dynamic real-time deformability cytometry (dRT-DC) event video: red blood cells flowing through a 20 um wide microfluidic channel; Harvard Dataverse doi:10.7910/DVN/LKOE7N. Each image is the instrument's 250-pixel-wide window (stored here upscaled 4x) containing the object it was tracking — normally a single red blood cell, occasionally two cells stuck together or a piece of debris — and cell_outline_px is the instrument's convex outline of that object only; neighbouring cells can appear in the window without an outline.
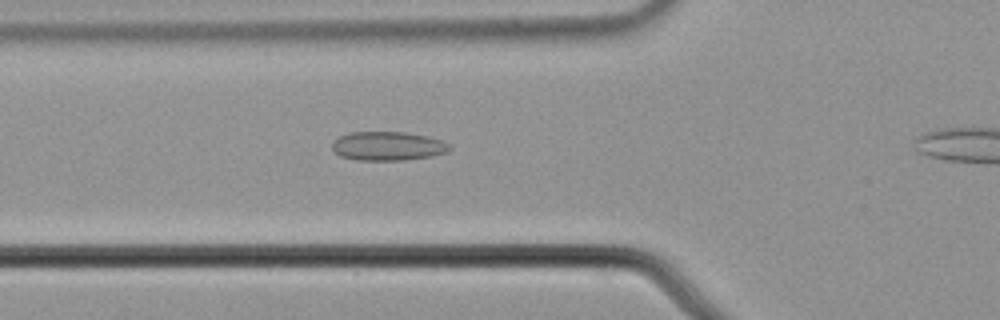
{"species": "common noctule bat (a hibernating species)", "species_latin": "Nyctalus noctula", "temperature_condition": "cold", "stored_images_in_passage": 39, "camera_frame_rate_fps": 3000, "um_per_image_px": 0.085, "animal": {"sex": "male", "body_mass_g": 21.5, "forearm_length_mm": 52.0}, "frame": {"image": 1, "passage_image": 13, "time_ms": 4.0, "image_size_px": [1000, 320], "cell_outline_px": [[452, 148], [448, 152], [432, 156], [404, 160], [356, 160], [340, 156], [332, 148], [332, 144], [340, 136], [348, 132], [404, 132], [428, 136], [452, 144]], "centroid_in_image_um": [33.01, 12.41], "position_along_channel_um": 92.8, "area_um2": 19.88}}
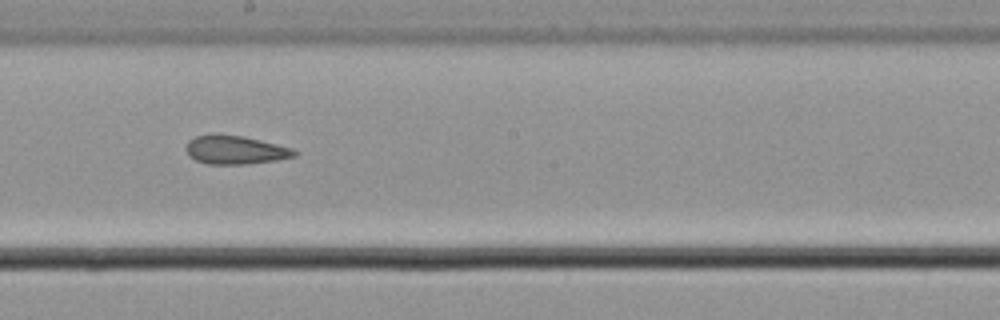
{"frame": {"image": 2, "passage_image": 24, "time_ms": 7.667, "image_size_px": [1000, 320], "cell_outline_px": [[296, 156], [276, 160], [248, 164], [208, 164], [196, 160], [188, 156], [184, 148], [188, 140], [196, 136], [212, 132], [216, 132], [244, 136], [292, 148], [296, 152]], "centroid_in_image_um": [19.92, 12.72], "position_along_channel_um": 228.3, "area_um2": 18.44}}
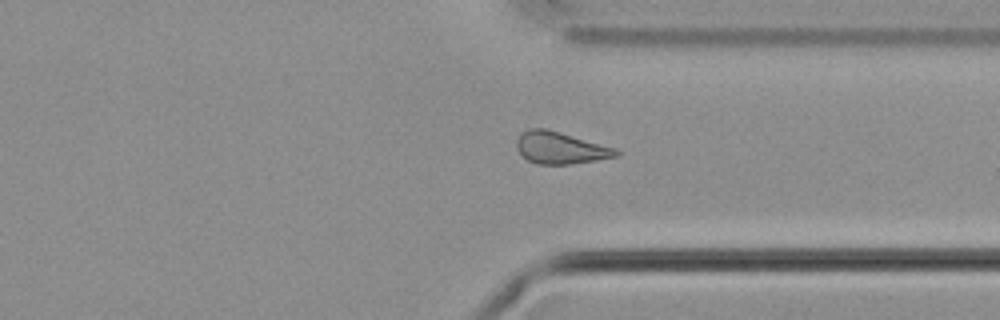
{"frame": {"image": 3, "passage_image": 35, "time_ms": 11.333, "image_size_px": [1000, 320], "cell_outline_px": [[620, 156], [572, 164], [536, 164], [528, 160], [516, 148], [516, 140], [520, 132], [528, 128], [544, 128], [560, 132], [616, 148], [620, 152]], "centroid_in_image_um": [47.62, 12.56], "position_along_channel_um": 363.8, "area_um2": 18.61}}